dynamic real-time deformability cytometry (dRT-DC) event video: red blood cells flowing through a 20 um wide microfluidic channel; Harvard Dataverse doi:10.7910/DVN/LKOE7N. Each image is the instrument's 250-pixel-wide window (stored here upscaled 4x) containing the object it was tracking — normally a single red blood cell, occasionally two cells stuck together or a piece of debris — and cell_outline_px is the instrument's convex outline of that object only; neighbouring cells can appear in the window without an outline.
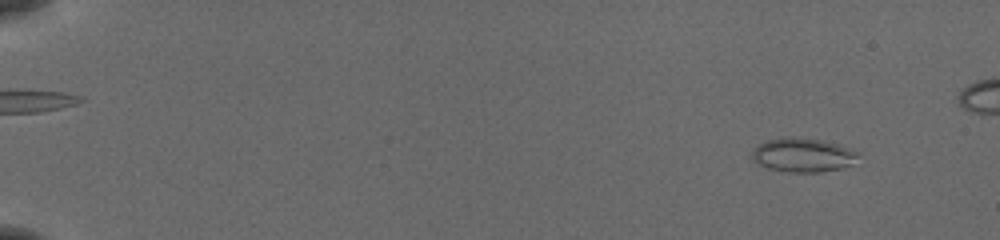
{"species": "common noctule bat (a hibernating species)", "species_latin": "Nyctalus noctula", "temperature_condition": "cold", "stored_images_in_passage": 53, "camera_frame_rate_fps": 3000, "um_per_image_px": 0.085, "animal": {"sex": "female", "body_mass_g": 19.5, "forearm_length_mm": 54.1}, "frame": {"image": 1, "passage_image": 5, "time_ms": 1.333, "image_size_px": [1000, 240], "cell_outline_px": [[860, 152], [848, 164], [840, 168], [820, 172], [788, 172], [768, 168], [752, 160], [752, 152], [760, 144], [768, 140], [788, 136], [792, 136], [820, 140], [836, 144]], "centroid_in_image_um": [68.19, 13.17], "position_along_channel_um": 16.8, "area_um2": 20.52}}
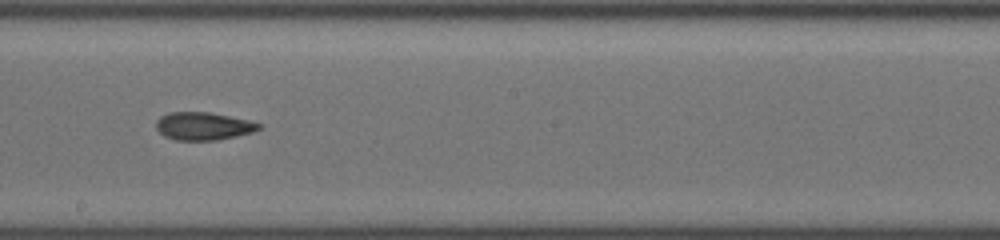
{"frame": {"image": 2, "passage_image": 33, "time_ms": 10.667, "image_size_px": [1000, 240], "cell_outline_px": [[264, 124], [260, 128], [252, 132], [236, 136], [216, 140], [176, 140], [164, 136], [156, 128], [156, 120], [160, 116], [168, 112], [208, 112], [248, 120]], "centroid_in_image_um": [17.26, 10.71], "position_along_channel_um": 230.9, "area_um2": 16.65}}
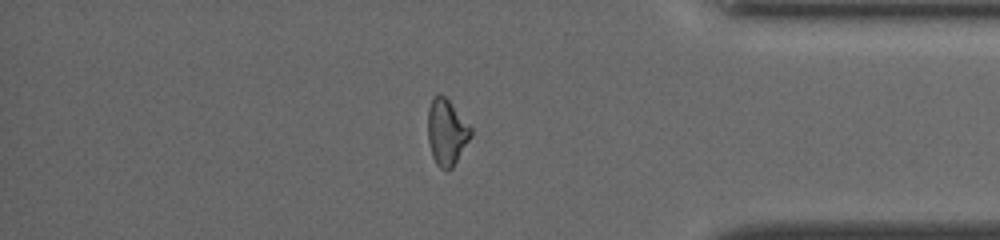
{"frame": {"image": 3, "passage_image": 47, "time_ms": 15.333, "image_size_px": [1000, 240], "cell_outline_px": [[472, 136], [452, 168], [448, 172], [440, 168], [436, 164], [432, 156], [428, 140], [428, 108], [432, 96], [444, 96], [448, 100], [472, 128]], "centroid_in_image_um": [37.96, 11.27], "position_along_channel_um": 397.2, "area_um2": 16.53}}